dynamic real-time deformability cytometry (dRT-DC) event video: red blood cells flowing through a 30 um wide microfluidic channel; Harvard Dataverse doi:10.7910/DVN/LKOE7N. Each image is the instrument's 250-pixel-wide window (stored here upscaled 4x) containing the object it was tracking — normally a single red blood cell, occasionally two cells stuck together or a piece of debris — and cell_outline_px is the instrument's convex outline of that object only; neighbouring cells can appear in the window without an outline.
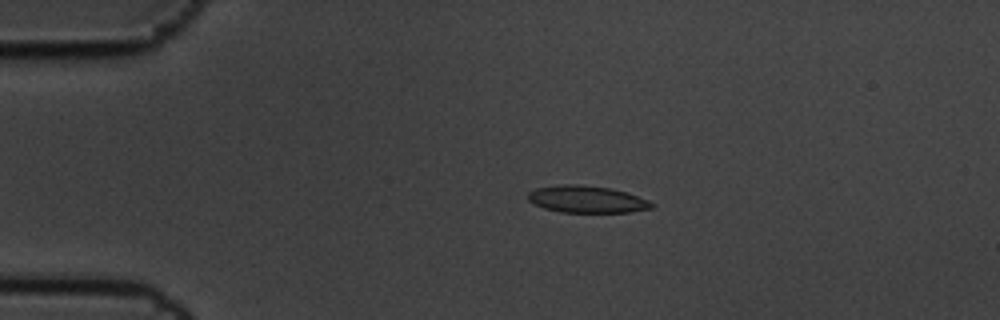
{"species": "common noctule bat (a hibernating species)", "species_latin": "Nyctalus noctula", "temperature_condition": "cold", "stored_images_in_passage": 8, "camera_frame_rate_fps": 3000, "um_per_image_px": 0.085, "animal": {"sex": "male", "body_mass_g": 19.5, "forearm_length_mm": 54.6}, "frame": {"image": 1, "passage_image": 3, "time_ms": 0.667, "image_size_px": [1000, 320], "cell_outline_px": [[656, 204], [652, 208], [632, 212], [560, 212], [544, 208], [528, 200], [528, 192], [536, 188], [560, 184], [580, 184], [612, 188], [648, 200]], "centroid_in_image_um": [49.88, 16.93], "position_along_channel_um": 35.1, "area_um2": 19.48}}
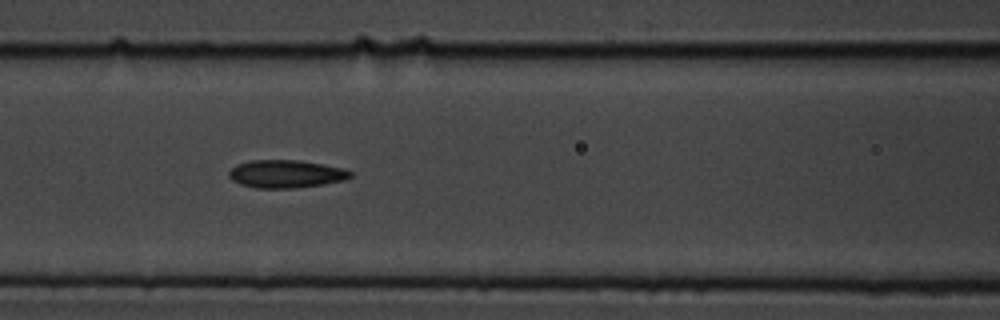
{"frame": {"image": 2, "passage_image": 7, "time_ms": 2.0, "image_size_px": [1000, 320], "cell_outline_px": [[352, 176], [344, 180], [324, 184], [292, 188], [256, 188], [240, 184], [232, 180], [228, 176], [228, 172], [236, 164], [252, 160], [300, 160], [344, 168], [352, 172]], "centroid_in_image_um": [24.3, 14.78], "position_along_channel_um": 142.3, "area_um2": 19.77}}
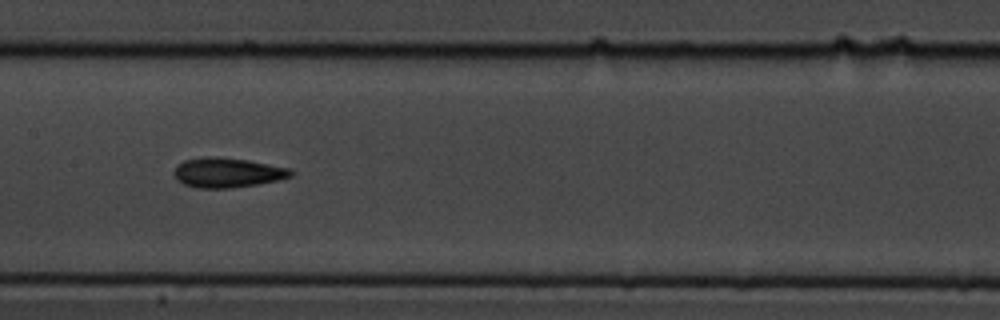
{"frame": {"image": 3, "passage_image": 8, "time_ms": 2.333, "image_size_px": [1000, 320], "cell_outline_px": [[292, 176], [276, 180], [256, 184], [232, 188], [196, 188], [184, 184], [176, 180], [172, 172], [184, 160], [208, 156], [220, 156], [248, 160], [288, 168], [292, 172]], "centroid_in_image_um": [19.27, 14.67], "position_along_channel_um": 188.1, "area_um2": 20.17}}